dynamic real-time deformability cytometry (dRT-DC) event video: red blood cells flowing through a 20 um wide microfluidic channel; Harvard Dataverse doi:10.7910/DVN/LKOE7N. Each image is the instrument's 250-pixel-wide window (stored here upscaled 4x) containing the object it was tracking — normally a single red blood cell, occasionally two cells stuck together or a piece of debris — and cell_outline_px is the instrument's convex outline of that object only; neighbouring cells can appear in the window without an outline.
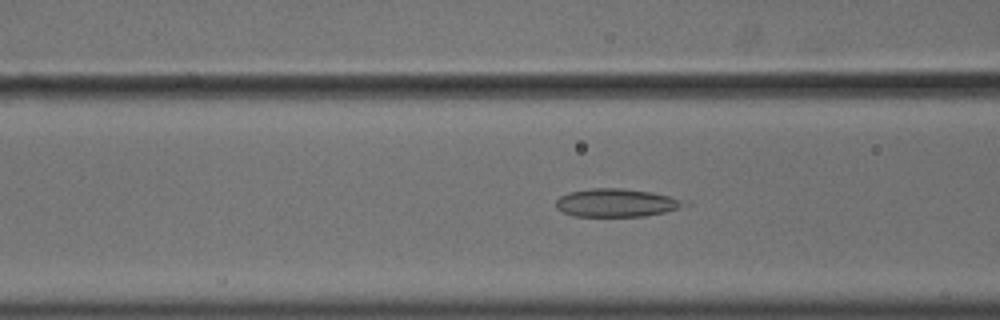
{"species": "common noctule bat (a hibernating species)", "species_latin": "Nyctalus noctula", "temperature_condition": "cold", "stored_images_in_passage": 57, "camera_frame_rate_fps": 3000, "um_per_image_px": 0.085, "animal": {"sex": "male", "body_mass_g": 18.8}, "frame": {"image": 1, "passage_image": 24, "time_ms": 7.667, "image_size_px": [1000, 320], "cell_outline_px": [[692, 204], [680, 208], [664, 212], [644, 216], [572, 216], [556, 208], [556, 200], [560, 196], [568, 192], [592, 188], [620, 188], [648, 192], [688, 200]], "centroid_in_image_um": [52.42, 17.24], "position_along_channel_um": 114.2, "area_um2": 21.1}}
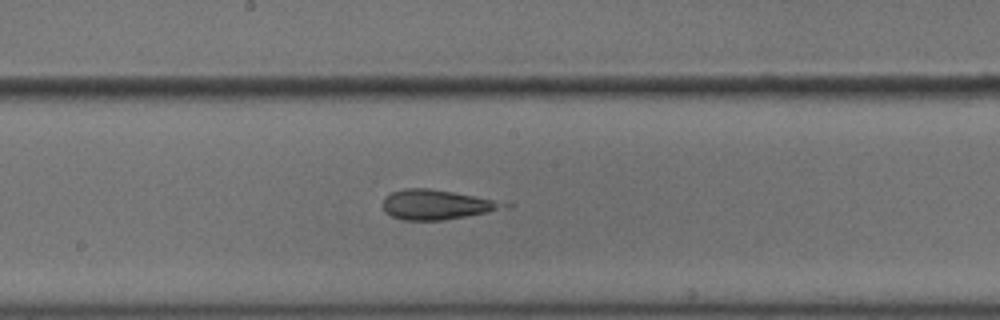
{"frame": {"image": 2, "passage_image": 32, "time_ms": 10.333, "image_size_px": [1000, 320], "cell_outline_px": [[516, 204], [512, 208], [444, 220], [404, 220], [392, 216], [384, 212], [384, 196], [392, 192], [404, 188], [428, 188], [452, 192]], "centroid_in_image_um": [37.19, 17.4], "position_along_channel_um": 211.0, "area_um2": 21.15}}
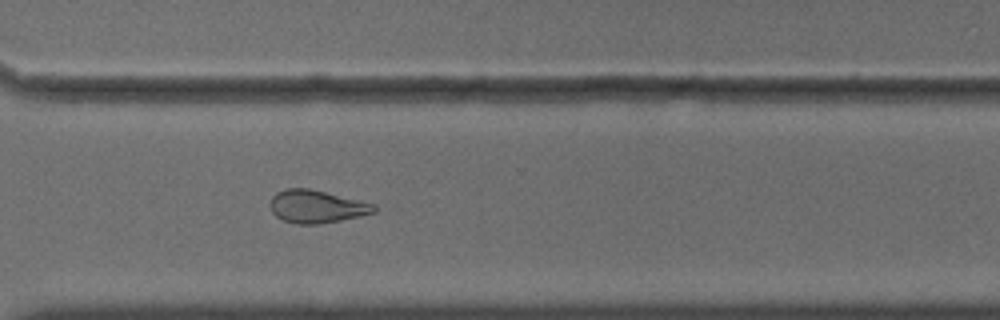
{"frame": {"image": 3, "passage_image": 43, "time_ms": 14.0, "image_size_px": [1000, 320], "cell_outline_px": [[376, 212], [360, 216], [320, 224], [292, 224], [276, 216], [272, 212], [268, 204], [272, 196], [276, 192], [288, 188], [308, 188], [376, 204]], "centroid_in_image_um": [26.88, 17.56], "position_along_channel_um": 343.7, "area_um2": 19.94}, "authors_computed_cell_mechanics": {"area_um2": 21.964, "velocity_mm_per_s": 3.6249, "shape_relaxation_time_tau1_ms": null, "shape_relaxation_time_tau2_ms": 1.6306, "deformation_change_tau1": null, "deformation_change_tau2": 0.1012}}